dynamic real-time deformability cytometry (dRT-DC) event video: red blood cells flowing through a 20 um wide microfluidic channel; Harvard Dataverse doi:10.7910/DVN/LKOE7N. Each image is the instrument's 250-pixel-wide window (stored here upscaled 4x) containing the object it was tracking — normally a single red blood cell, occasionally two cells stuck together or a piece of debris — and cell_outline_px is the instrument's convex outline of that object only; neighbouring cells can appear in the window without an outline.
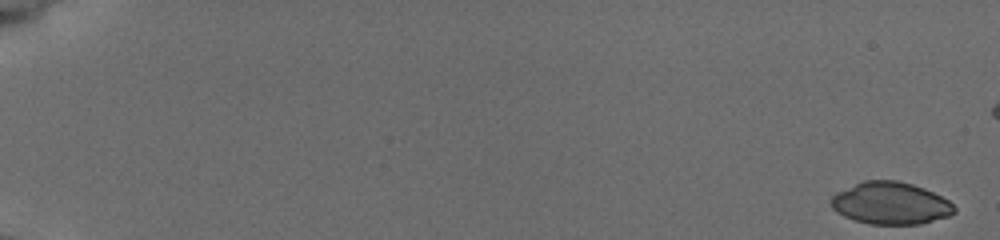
{"species": "common noctule bat (a hibernating species)", "species_latin": "Nyctalus noctula", "temperature_condition": "cold", "stored_images_in_passage": 53, "camera_frame_rate_fps": 3000, "um_per_image_px": 0.085, "animal": {"sex": "female", "body_mass_g": 19.5, "forearm_length_mm": 54.1}, "frame": {"image": 1, "passage_image": 1, "time_ms": 0.0, "image_size_px": [1000, 240], "cell_outline_px": [[956, 212], [948, 216], [920, 224], [868, 224], [844, 216], [836, 212], [832, 208], [828, 200], [836, 192], [864, 180], [896, 180], [912, 184], [924, 188], [948, 200], [956, 208]], "centroid_in_image_um": [75.67, 17.27], "position_along_channel_um": 9.3, "area_um2": 30.35}}
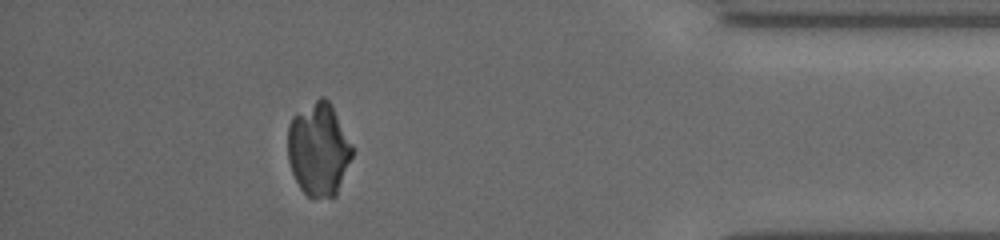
{"frame": {"image": 2, "passage_image": 51, "time_ms": 16.667, "image_size_px": [1000, 240], "cell_outline_px": [[352, 156], [336, 196], [308, 196], [300, 188], [292, 172], [288, 160], [288, 124], [292, 116], [320, 96], [324, 96], [328, 100], [352, 144]], "centroid_in_image_um": [27.06, 12.67], "position_along_channel_um": 408.1, "area_um2": 34.62}}